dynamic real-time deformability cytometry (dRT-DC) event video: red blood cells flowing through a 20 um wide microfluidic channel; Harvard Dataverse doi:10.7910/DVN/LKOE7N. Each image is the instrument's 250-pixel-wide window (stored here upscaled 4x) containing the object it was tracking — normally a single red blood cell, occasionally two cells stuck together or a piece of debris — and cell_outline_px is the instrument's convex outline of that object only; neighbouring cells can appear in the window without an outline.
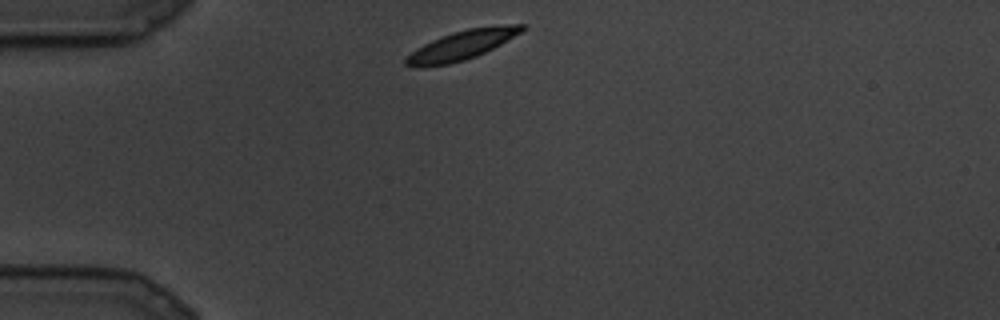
{"species": "common noctule bat (a hibernating species)", "species_latin": "Nyctalus noctula", "temperature_condition": "cold", "stored_images_in_passage": 6, "camera_frame_rate_fps": 3000, "um_per_image_px": 0.085, "animal": {"sex": "male", "body_mass_g": 19.5, "forearm_length_mm": 54.6}, "frame": {"image": 1, "passage_image": 1, "time_ms": 0.0, "image_size_px": [1000, 320], "cell_outline_px": [[524, 28], [520, 32], [500, 44], [476, 56], [464, 60], [448, 64], [420, 68], [412, 68], [404, 64], [404, 60], [416, 48], [432, 40], [452, 32], [468, 28], [496, 24], [524, 24]], "centroid_in_image_um": [39.2, 3.84], "position_along_channel_um": 45.8, "area_um2": 19.77}}
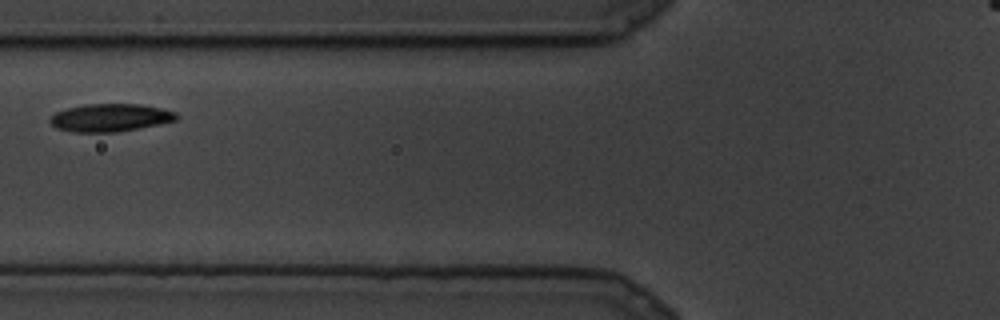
{"frame": {"image": 2, "passage_image": 5, "time_ms": 1.333, "image_size_px": [1000, 320], "cell_outline_px": [[180, 116], [176, 120], [116, 132], [72, 132], [56, 128], [48, 120], [56, 112], [68, 108], [84, 104], [140, 104], [160, 108], [176, 112]], "centroid_in_image_um": [9.35, 9.99], "position_along_channel_um": 116.5, "area_um2": 20.29}}